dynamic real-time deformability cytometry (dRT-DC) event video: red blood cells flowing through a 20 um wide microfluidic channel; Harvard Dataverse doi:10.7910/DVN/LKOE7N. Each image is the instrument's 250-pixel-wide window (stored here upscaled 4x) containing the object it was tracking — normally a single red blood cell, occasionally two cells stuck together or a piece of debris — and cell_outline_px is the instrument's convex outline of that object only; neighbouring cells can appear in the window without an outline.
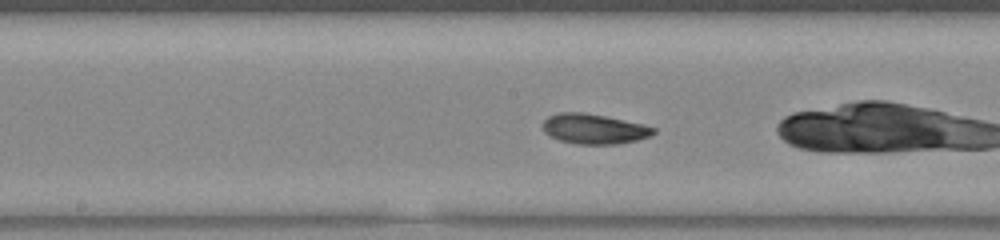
{"species": "common noctule bat (a hibernating species)", "species_latin": "Nyctalus noctula", "temperature_condition": "warm", "stored_images_in_passage": 46, "camera_frame_rate_fps": 3000, "um_per_image_px": 0.085, "animal": {"sex": "female", "body_mass_g": 23.0, "forearm_length_mm": 53.4}, "frame": {"image": 1, "passage_image": 20, "time_ms": 6.333, "image_size_px": [1000, 240], "cell_outline_px": [[656, 132], [648, 136], [636, 140], [616, 144], [576, 144], [560, 140], [544, 132], [544, 120], [548, 116], [556, 112], [584, 112], [644, 124], [656, 128]], "centroid_in_image_um": [50.49, 10.94], "position_along_channel_um": 197.7, "area_um2": 19.25}}
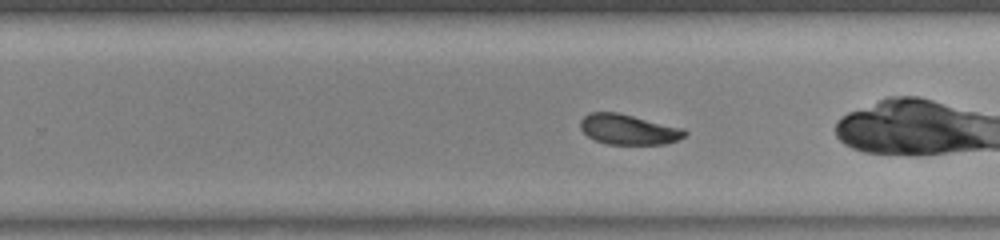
{"frame": {"image": 2, "passage_image": 26, "time_ms": 8.333, "image_size_px": [1000, 240], "cell_outline_px": [[688, 132], [684, 136], [676, 140], [664, 144], [608, 144], [596, 140], [588, 136], [580, 128], [580, 120], [588, 112], [616, 112], [684, 128]], "centroid_in_image_um": [53.4, 10.99], "position_along_channel_um": 276.4, "area_um2": 18.26}, "authors_computed_cell_mechanics": {"area_um2": 19.3919, "velocity_mm_per_s": 3.955, "shape_relaxation_time_tau1_ms": 2.5018, "shape_relaxation_time_tau2_ms": 2.5444, "deformation_change_tau1": 0.1252, "deformation_change_tau2": 0.077}}